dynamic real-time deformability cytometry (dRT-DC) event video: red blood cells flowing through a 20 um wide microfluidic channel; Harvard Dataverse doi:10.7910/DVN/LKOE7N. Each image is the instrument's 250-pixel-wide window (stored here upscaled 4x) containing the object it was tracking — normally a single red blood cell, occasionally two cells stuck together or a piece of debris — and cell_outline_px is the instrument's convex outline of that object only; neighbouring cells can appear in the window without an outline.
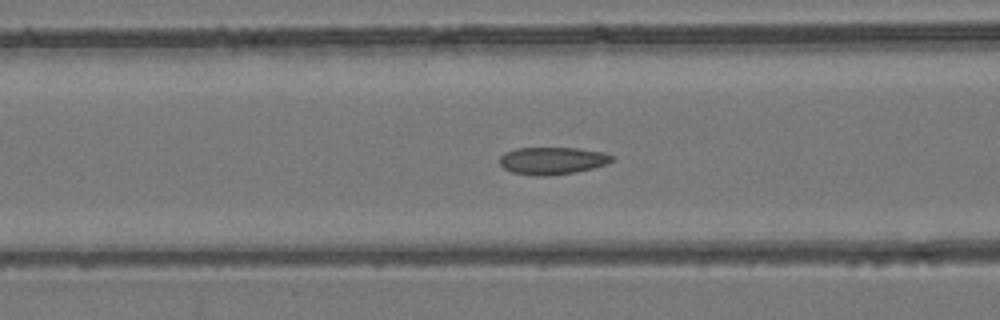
{"species": "common noctule bat (a hibernating species)", "species_latin": "Nyctalus noctula", "temperature_condition": "room temperature", "stored_images_in_passage": 54, "camera_frame_rate_fps": 3000, "um_per_image_px": 0.085, "animal": {"sex": "female", "body_mass_g": 24.6, "forearm_length_mm": 56.2}, "frame": {"image": 1, "passage_image": 22, "time_ms": 7.0, "image_size_px": [1000, 320], "cell_outline_px": [[616, 160], [608, 164], [576, 172], [548, 176], [536, 176], [512, 172], [504, 168], [500, 164], [500, 156], [504, 152], [516, 148], [580, 148], [604, 152], [612, 156]], "centroid_in_image_um": [46.98, 13.65], "position_along_channel_um": 119.6, "area_um2": 18.09}}
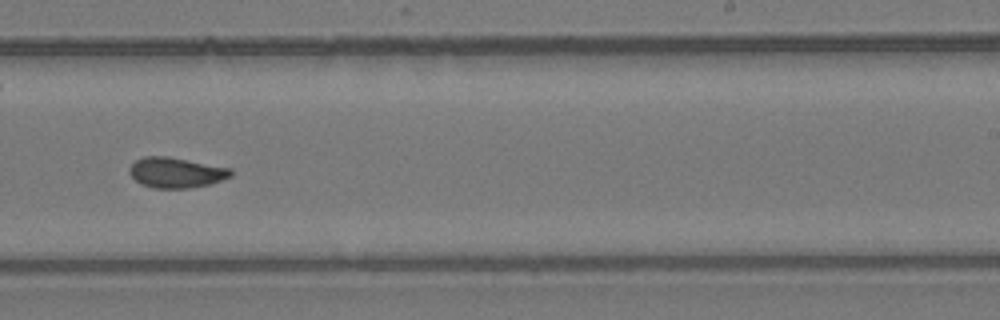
{"frame": {"image": 2, "passage_image": 34, "time_ms": 11.0, "image_size_px": [1000, 320], "cell_outline_px": [[232, 176], [212, 184], [188, 188], [152, 188], [140, 184], [128, 172], [128, 168], [136, 160], [144, 156], [168, 156], [232, 168]], "centroid_in_image_um": [14.97, 14.67], "position_along_channel_um": 274.0, "area_um2": 18.15}}
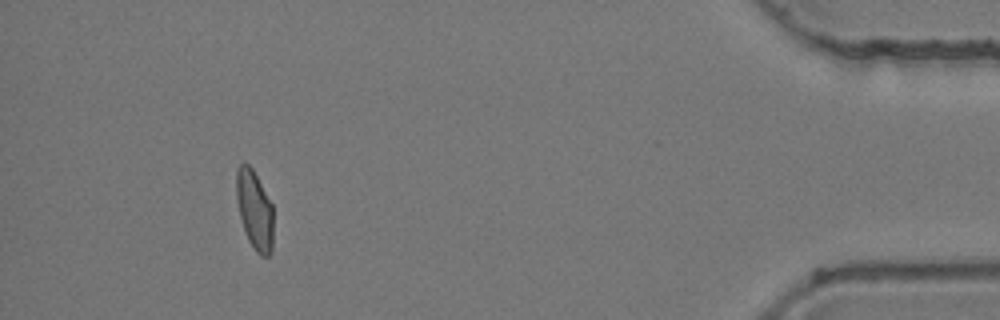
{"frame": {"image": 3, "passage_image": 50, "time_ms": 16.333, "image_size_px": [1000, 320], "cell_outline_px": [[272, 252], [268, 256], [260, 256], [256, 252], [248, 240], [240, 216], [236, 196], [236, 168], [240, 164], [248, 164], [252, 168], [272, 204]], "centroid_in_image_um": [21.63, 17.85], "position_along_channel_um": 413.6, "area_um2": 16.88}, "authors_computed_cell_mechanics": {"area_um2": 17.9469, "velocity_mm_per_s": 3.8572, "shape_relaxation_time_tau1_ms": null, "shape_relaxation_time_tau2_ms": 1.5182, "deformation_change_tau1": null, "deformation_change_tau2": 0.0646}}